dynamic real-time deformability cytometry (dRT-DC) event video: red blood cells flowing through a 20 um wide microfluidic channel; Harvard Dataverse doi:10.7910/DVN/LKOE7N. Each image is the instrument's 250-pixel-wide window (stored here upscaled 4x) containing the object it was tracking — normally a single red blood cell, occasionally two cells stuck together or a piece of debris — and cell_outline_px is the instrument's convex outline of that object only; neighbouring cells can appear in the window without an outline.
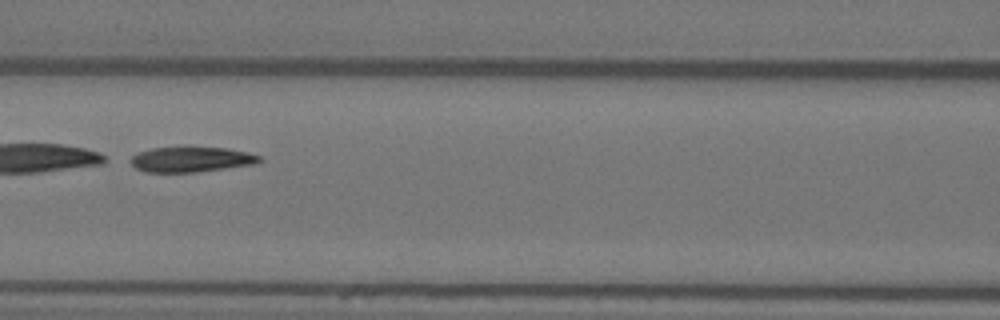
{"species": "Egyptian fruit bat (a non-hibernating species)", "species_latin": "Rousettus aegyptiacus", "temperature_condition": "warm", "stored_images_in_passage": 8, "camera_frame_rate_fps": 3000, "um_per_image_px": 0.085, "animal": {"sex": "female"}, "frame": {"image": 1, "passage_image": 6, "time_ms": 1.667, "image_size_px": [1000, 320], "cell_outline_px": [[264, 160], [256, 164], [196, 172], [144, 172], [136, 168], [124, 160], [136, 152], [152, 148], [184, 144], [188, 144], [228, 148], [248, 152], [260, 156]], "centroid_in_image_um": [16.18, 13.5], "position_along_channel_um": 150.4, "area_um2": 20.29}}
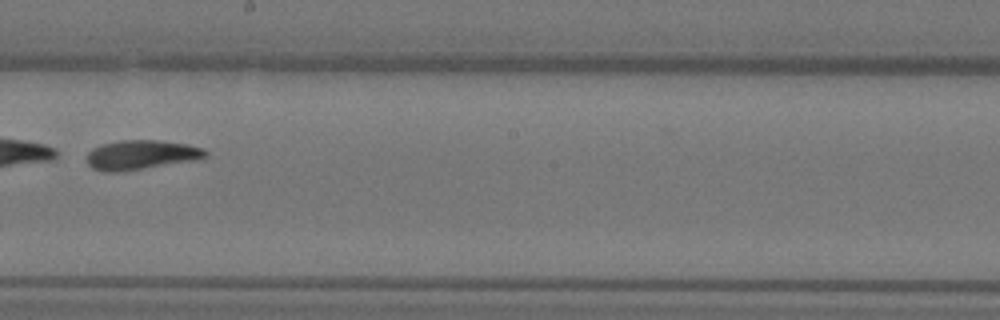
{"frame": {"image": 2, "passage_image": 8, "time_ms": 2.333, "image_size_px": [1000, 320], "cell_outline_px": [[208, 156], [192, 160], [116, 172], [104, 172], [92, 168], [88, 164], [88, 152], [92, 148], [104, 144], [120, 140], [160, 140], [188, 144], [204, 148], [208, 152]], "centroid_in_image_um": [11.99, 13.14], "position_along_channel_um": 236.2, "area_um2": 20.06}}